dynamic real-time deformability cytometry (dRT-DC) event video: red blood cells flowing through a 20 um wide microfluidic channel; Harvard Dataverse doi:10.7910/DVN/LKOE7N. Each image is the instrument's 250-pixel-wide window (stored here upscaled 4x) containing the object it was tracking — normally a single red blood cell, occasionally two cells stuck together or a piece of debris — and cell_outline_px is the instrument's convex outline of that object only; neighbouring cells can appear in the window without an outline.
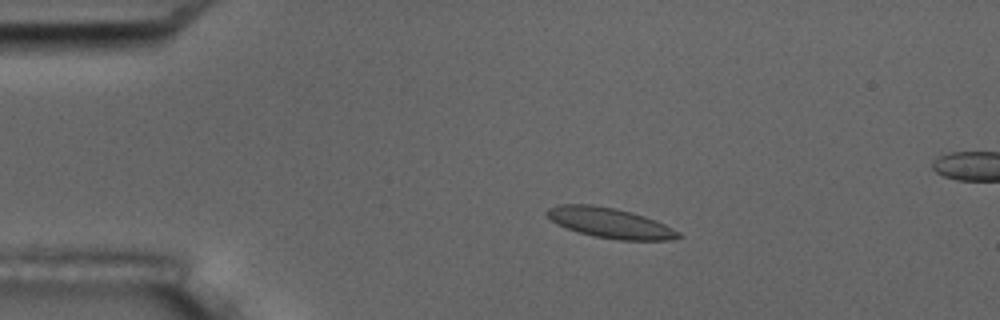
{"species": "common noctule bat (a hibernating species)", "species_latin": "Nyctalus noctula", "temperature_condition": "room temperature", "stored_images_in_passage": 8, "camera_frame_rate_fps": 3000, "um_per_image_px": 0.085, "animal": {"sex": "male", "body_mass_g": 17.5, "forearm_length_mm": 52.3}, "frame": {"image": 1, "passage_image": 4, "time_ms": 3.333, "image_size_px": [1000, 320], "cell_outline_px": [[684, 236], [668, 240], [620, 240], [596, 236], [576, 232], [556, 224], [544, 212], [548, 208], [560, 204], [592, 204], [616, 208], [632, 212], [656, 220], [680, 232]], "centroid_in_image_um": [51.84, 18.94], "position_along_channel_um": 33.2, "area_um2": 23.18}}
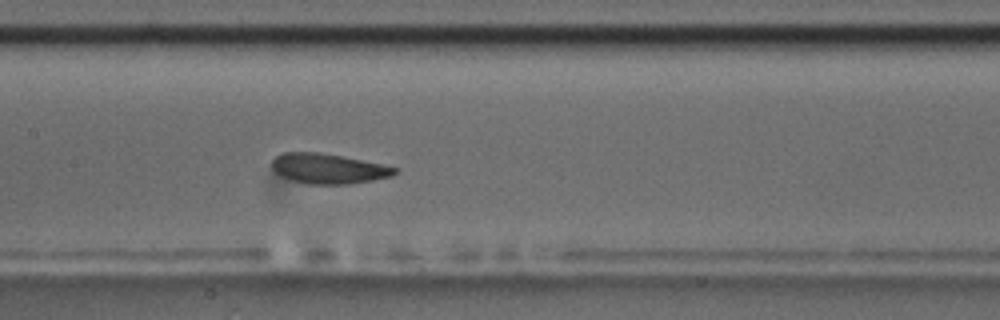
{"frame": {"image": 2, "passage_image": 8, "time_ms": 8.667, "image_size_px": [1000, 320], "cell_outline_px": [[400, 172], [392, 176], [372, 180], [348, 184], [304, 184], [280, 176], [272, 168], [272, 160], [280, 152], [320, 152], [400, 168]], "centroid_in_image_um": [27.9, 14.33], "position_along_channel_um": 179.5, "area_um2": 21.56}}